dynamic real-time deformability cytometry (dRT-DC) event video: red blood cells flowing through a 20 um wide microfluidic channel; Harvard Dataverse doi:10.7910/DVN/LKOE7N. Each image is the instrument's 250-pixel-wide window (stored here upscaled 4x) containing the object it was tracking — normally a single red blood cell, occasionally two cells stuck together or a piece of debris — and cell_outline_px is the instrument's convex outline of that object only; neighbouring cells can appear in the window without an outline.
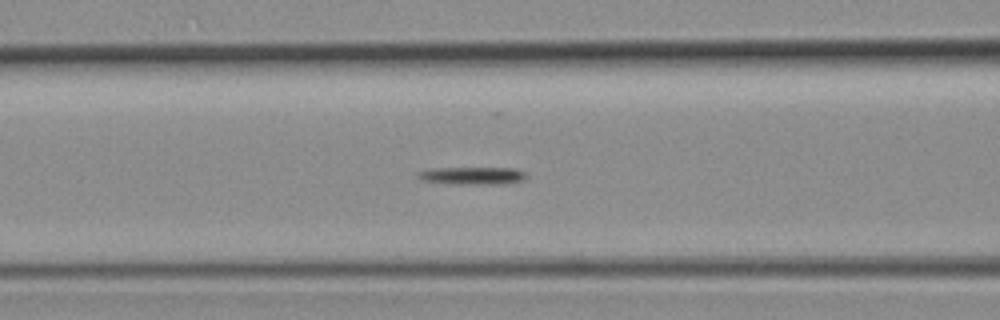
{"species": "common noctule bat (a hibernating species)", "species_latin": "Nyctalus noctula", "temperature_condition": "room temperature", "stored_images_in_passage": 47, "camera_frame_rate_fps": 3000, "um_per_image_px": 0.085, "animal": {"sex": "female", "body_mass_g": 19.3, "forearm_length_mm": 54.1}, "frame": {"image": 1, "passage_image": 18, "time_ms": 5.667, "image_size_px": [1000, 320], "cell_outline_px": [[528, 176], [524, 180], [504, 184], [448, 184], [420, 180], [416, 176], [416, 172], [428, 168], [516, 168], [524, 172]], "centroid_in_image_um": [40.11, 14.93], "position_along_channel_um": 126.5, "area_um2": 11.44}}
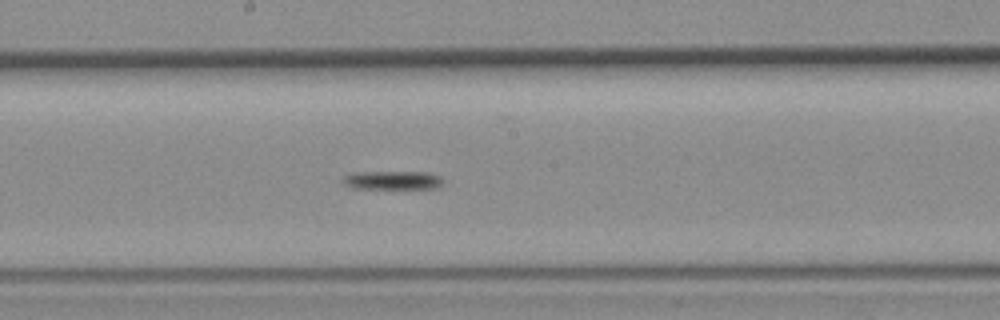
{"frame": {"image": 2, "passage_image": 24, "time_ms": 7.667, "image_size_px": [1000, 320], "cell_outline_px": [[444, 184], [436, 188], [356, 188], [344, 184], [340, 180], [344, 176], [356, 172], [428, 172], [440, 176], [444, 180]], "centroid_in_image_um": [33.4, 15.31], "position_along_channel_um": 214.8, "area_um2": 10.87}}
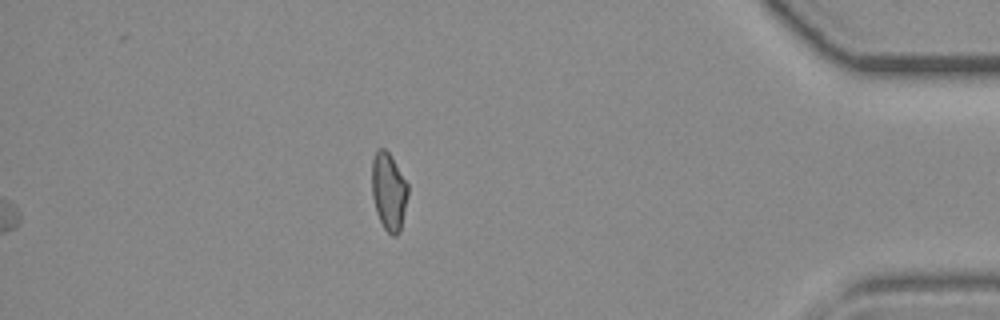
{"frame": {"image": 3, "passage_image": 47, "time_ms": 15.333, "image_size_px": [1000, 320], "cell_outline_px": [[408, 196], [400, 232], [396, 236], [392, 236], [384, 228], [376, 212], [372, 196], [372, 160], [376, 152], [380, 148], [384, 148], [388, 152], [408, 184]], "centroid_in_image_um": [33.04, 16.3], "position_along_channel_um": 402.2, "area_um2": 16.24}}